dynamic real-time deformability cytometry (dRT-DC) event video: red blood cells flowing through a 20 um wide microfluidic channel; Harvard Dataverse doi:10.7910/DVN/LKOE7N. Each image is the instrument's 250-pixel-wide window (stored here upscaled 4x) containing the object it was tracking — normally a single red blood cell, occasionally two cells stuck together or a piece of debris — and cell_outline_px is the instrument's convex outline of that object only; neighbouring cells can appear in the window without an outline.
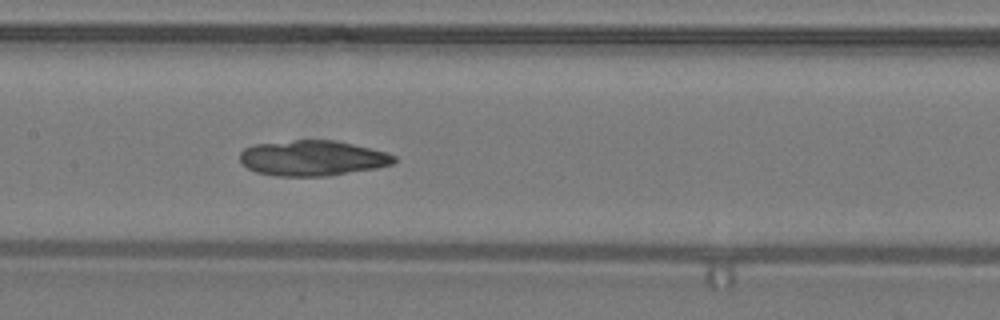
{"species": "common noctule bat (a hibernating species)", "species_latin": "Nyctalus noctula", "temperature_condition": "warm", "stored_images_in_passage": 34, "camera_frame_rate_fps": 3000, "um_per_image_px": 0.085, "animal": {"sex": "male", "body_mass_g": 19.2, "forearm_length_mm": 51.8}, "frame": {"image": 1, "passage_image": 20, "time_ms": 6.333, "image_size_px": [1000, 320], "cell_outline_px": [[396, 160], [392, 164], [376, 168], [328, 176], [276, 176], [256, 172], [248, 168], [240, 160], [240, 152], [244, 148], [256, 144], [292, 140], [332, 140], [352, 144], [384, 152], [396, 156]], "centroid_in_image_um": [26.53, 13.44], "position_along_channel_um": 180.9, "area_um2": 31.62}}
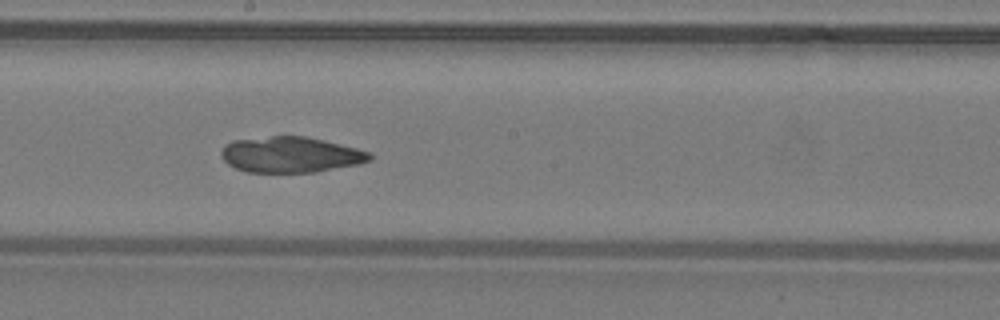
{"frame": {"image": 2, "passage_image": 23, "time_ms": 7.333, "image_size_px": [1000, 320], "cell_outline_px": [[372, 160], [360, 164], [316, 172], [248, 172], [236, 168], [228, 164], [220, 156], [220, 152], [224, 144], [232, 140], [272, 136], [304, 136], [324, 140], [372, 152]], "centroid_in_image_um": [24.71, 13.14], "position_along_channel_um": 223.5, "area_um2": 31.15}}